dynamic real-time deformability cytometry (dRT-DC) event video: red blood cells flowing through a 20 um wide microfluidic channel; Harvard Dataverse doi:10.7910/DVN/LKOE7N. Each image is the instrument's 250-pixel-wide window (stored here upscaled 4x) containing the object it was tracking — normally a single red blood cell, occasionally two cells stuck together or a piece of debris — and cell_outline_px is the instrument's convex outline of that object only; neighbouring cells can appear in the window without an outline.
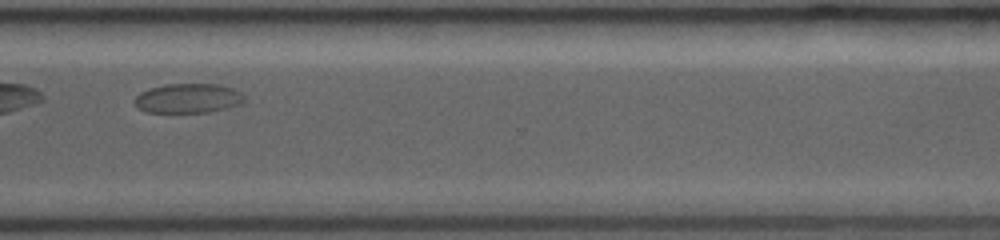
{"species": "common noctule bat (a hibernating species)", "species_latin": "Nyctalus noctula", "temperature_condition": "room temperature", "stored_images_in_passage": 32, "segment_of_instrument_passage": [2, 2], "camera_frame_rate_fps": 3000, "um_per_image_px": 0.085, "animal": {"sex": "female", "body_mass_g": 19.0, "forearm_length_mm": 53.3}, "frame": {"image": 1, "passage_image": 25, "time_ms": 8.0, "image_size_px": [1000, 240], "cell_outline_px": [[244, 104], [228, 108], [208, 112], [148, 112], [140, 108], [136, 104], [136, 96], [140, 92], [164, 84], [220, 84], [232, 88], [240, 92], [244, 96]], "centroid_in_image_um": [16.06, 8.35], "position_along_channel_um": 354.5, "area_um2": 18.79}}
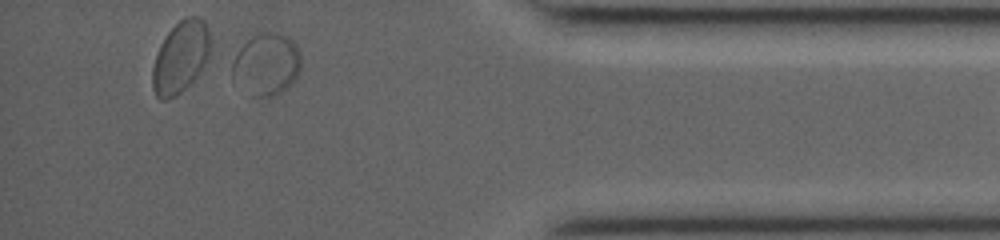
{"frame": {"image": 2, "passage_image": 31, "time_ms": 10.0, "image_size_px": [1000, 240], "cell_outline_px": [[300, 68], [296, 76], [280, 92], [272, 96], [252, 96], [232, 80], [232, 60], [240, 48], [252, 36], [260, 32], [280, 32], [288, 36], [296, 44], [300, 52]], "centroid_in_image_um": [22.62, 5.43], "position_along_channel_um": 412.6, "area_um2": 24.8}}